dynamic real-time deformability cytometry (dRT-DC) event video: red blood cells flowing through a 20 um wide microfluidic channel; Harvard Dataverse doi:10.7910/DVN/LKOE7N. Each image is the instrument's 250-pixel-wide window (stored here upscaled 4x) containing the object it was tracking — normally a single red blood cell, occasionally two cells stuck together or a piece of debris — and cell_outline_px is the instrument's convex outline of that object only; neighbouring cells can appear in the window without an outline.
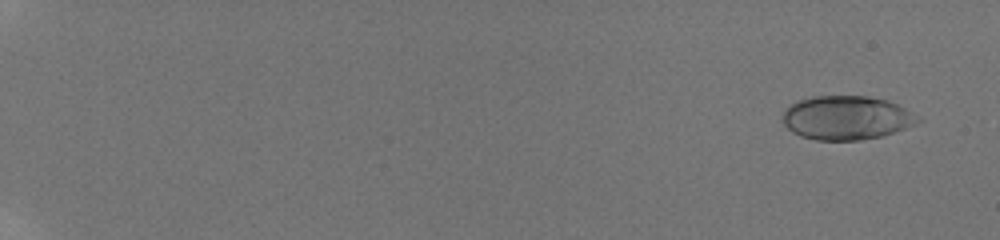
{"species": "human", "species_latin": "Homo sapiens", "temperature_condition": "room temperature", "stored_images_in_passage": 18, "camera_frame_rate_fps": 3000, "um_per_image_px": 0.085, "donor": {"sex": "male"}, "frame": {"image": 1, "passage_image": 2, "time_ms": 0.667, "image_size_px": [1000, 240], "cell_outline_px": [[924, 120], [916, 124], [880, 136], [860, 140], [816, 140], [800, 136], [792, 132], [784, 124], [784, 108], [788, 104], [812, 96], [868, 96], [884, 100], [896, 104], [920, 116]], "centroid_in_image_um": [71.94, 10.01], "position_along_channel_um": 13.1, "area_um2": 34.51}}
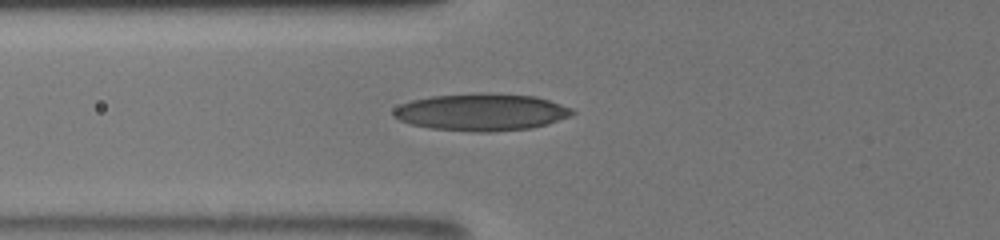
{"frame": {"image": 2, "passage_image": 16, "time_ms": 8.0, "image_size_px": [1000, 240], "cell_outline_px": [[576, 112], [572, 116], [548, 124], [532, 128], [492, 132], [472, 132], [428, 128], [412, 124], [400, 120], [392, 116], [392, 112], [400, 104], [412, 100], [432, 96], [480, 92], [488, 92], [536, 96], [572, 108]], "centroid_in_image_um": [40.94, 9.53], "position_along_channel_um": 84.9, "area_um2": 39.13}}
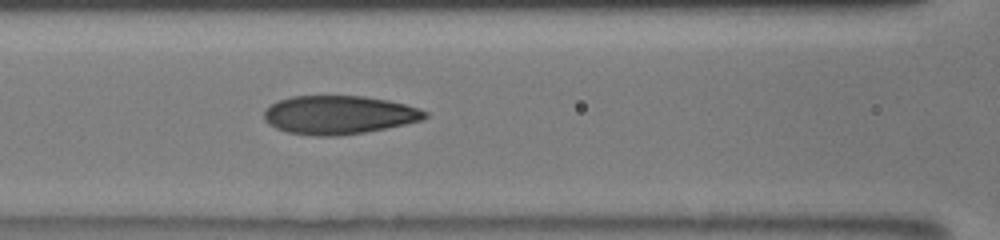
{"frame": {"image": 3, "passage_image": 18, "time_ms": 9.333, "image_size_px": [1000, 240], "cell_outline_px": [[428, 116], [424, 120], [364, 132], [336, 136], [316, 136], [288, 132], [276, 128], [268, 124], [264, 120], [264, 108], [276, 100], [292, 96], [364, 96], [388, 100], [420, 108], [428, 112]], "centroid_in_image_um": [28.78, 9.76], "position_along_channel_um": 137.8, "area_um2": 36.3}}